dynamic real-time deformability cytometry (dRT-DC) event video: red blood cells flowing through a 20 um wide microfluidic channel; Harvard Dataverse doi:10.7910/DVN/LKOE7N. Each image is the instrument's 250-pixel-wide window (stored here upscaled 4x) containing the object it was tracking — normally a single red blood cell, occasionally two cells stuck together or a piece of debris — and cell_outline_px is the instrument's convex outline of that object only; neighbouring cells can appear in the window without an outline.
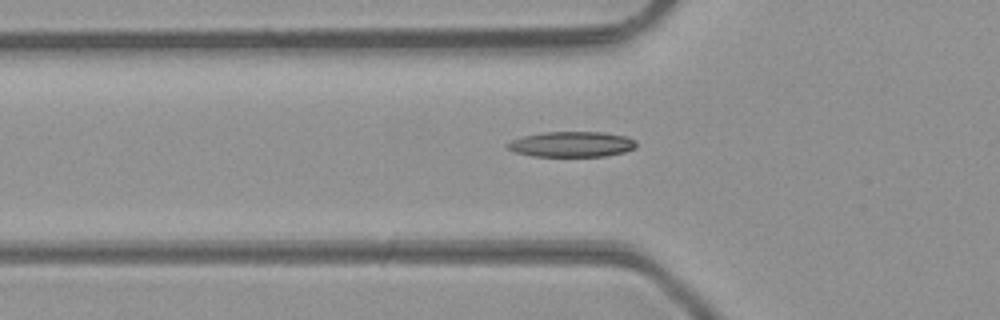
{"species": "common noctule bat (a hibernating species)", "species_latin": "Nyctalus noctula", "temperature_condition": "room temperature", "stored_images_in_passage": 46, "camera_frame_rate_fps": 3000, "um_per_image_px": 0.085, "animal": {"sex": "male", "body_mass_g": 23.1, "forearm_length_mm": 52.7}, "frame": {"image": 1, "passage_image": 17, "time_ms": 5.333, "image_size_px": [1000, 320], "cell_outline_px": [[636, 148], [624, 152], [604, 156], [532, 156], [516, 152], [508, 148], [504, 144], [512, 140], [524, 136], [544, 132], [604, 132], [624, 136], [636, 140]], "centroid_in_image_um": [48.6, 12.26], "position_along_channel_um": 77.2, "area_um2": 19.02}}
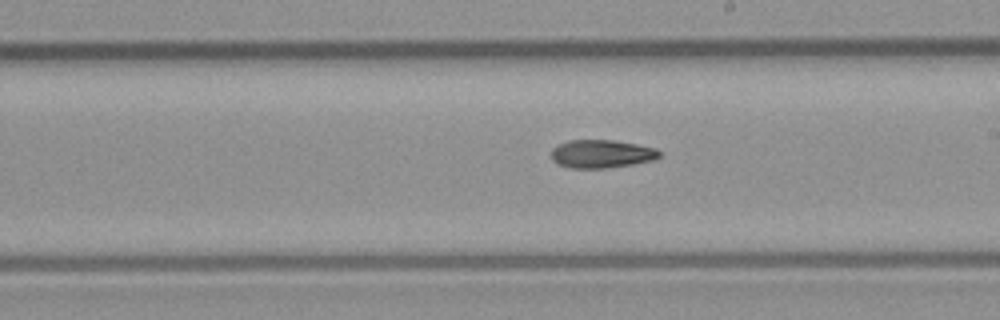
{"frame": {"image": 2, "passage_image": 28, "time_ms": 9.0, "image_size_px": [1000, 320], "cell_outline_px": [[660, 156], [652, 160], [632, 164], [604, 168], [572, 168], [556, 164], [552, 160], [552, 148], [568, 140], [612, 140], [636, 144], [656, 148], [660, 152]], "centroid_in_image_um": [51.1, 13.08], "position_along_channel_um": 237.9, "area_um2": 17.63}}
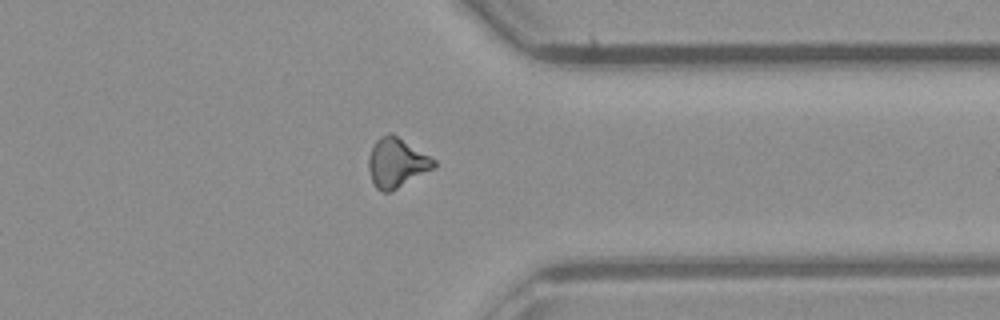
{"frame": {"image": 3, "passage_image": 38, "time_ms": 12.333, "image_size_px": [1000, 320], "cell_outline_px": [[436, 168], [392, 192], [380, 192], [376, 188], [372, 180], [368, 168], [368, 156], [376, 140], [380, 136], [388, 132], [392, 132], [436, 160]], "centroid_in_image_um": [33.73, 13.85], "position_along_channel_um": 377.7, "area_um2": 19.19}}